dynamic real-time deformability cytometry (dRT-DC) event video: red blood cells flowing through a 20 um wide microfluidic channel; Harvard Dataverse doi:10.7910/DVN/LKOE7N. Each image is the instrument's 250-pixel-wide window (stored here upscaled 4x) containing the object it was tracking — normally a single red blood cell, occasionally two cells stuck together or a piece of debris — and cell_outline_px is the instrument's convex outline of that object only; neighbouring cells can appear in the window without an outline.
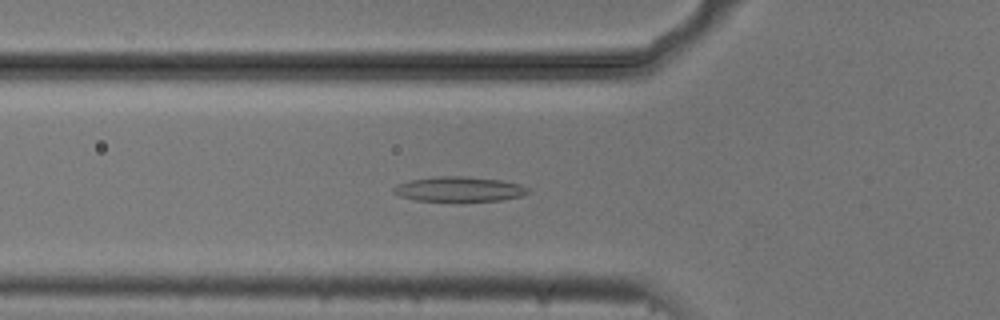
{"species": "common noctule bat (a hibernating species)", "species_latin": "Nyctalus noctula", "temperature_condition": "cold", "stored_images_in_passage": 48, "camera_frame_rate_fps": 3000, "um_per_image_px": 0.085, "animal": {"sex": "male", "body_mass_g": 20.5, "forearm_length_mm": 52.5}, "frame": {"image": 1, "passage_image": 19, "time_ms": 6.0, "image_size_px": [1000, 320], "cell_outline_px": [[532, 192], [520, 196], [500, 200], [416, 200], [400, 196], [392, 192], [392, 188], [396, 184], [412, 180], [436, 176], [464, 176], [504, 180], [520, 184], [528, 188]], "centroid_in_image_um": [39.04, 16.05], "position_along_channel_um": 86.8, "area_um2": 19.31}}
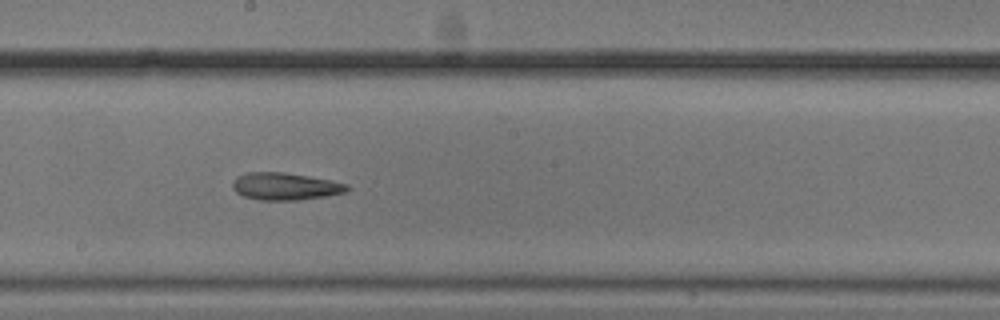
{"frame": {"image": 2, "passage_image": 30, "time_ms": 9.667, "image_size_px": [1000, 320], "cell_outline_px": [[348, 192], [324, 196], [296, 200], [260, 200], [244, 196], [236, 192], [232, 188], [232, 180], [236, 176], [248, 172], [284, 172], [308, 176], [348, 184]], "centroid_in_image_um": [24.2, 15.83], "position_along_channel_um": 224.0, "area_um2": 18.15}}
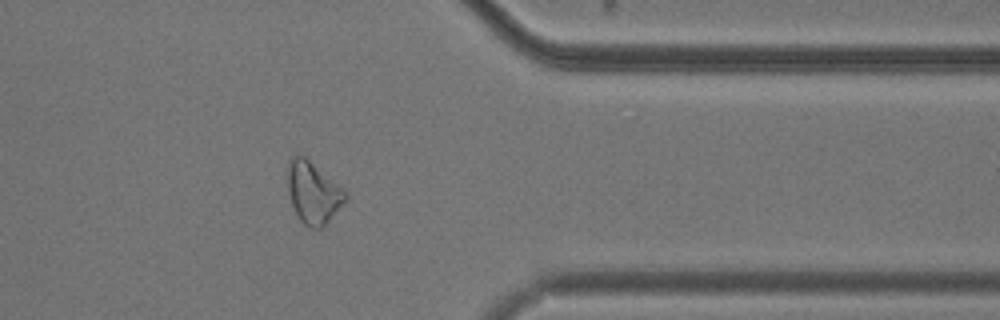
{"frame": {"image": 3, "passage_image": 44, "time_ms": 14.333, "image_size_px": [1000, 320], "cell_outline_px": [[348, 196], [324, 228], [308, 228], [300, 220], [292, 204], [288, 192], [288, 168], [292, 156], [304, 156], [344, 188], [348, 192]], "centroid_in_image_um": [26.65, 16.4], "position_along_channel_um": 384.8, "area_um2": 20.63}}